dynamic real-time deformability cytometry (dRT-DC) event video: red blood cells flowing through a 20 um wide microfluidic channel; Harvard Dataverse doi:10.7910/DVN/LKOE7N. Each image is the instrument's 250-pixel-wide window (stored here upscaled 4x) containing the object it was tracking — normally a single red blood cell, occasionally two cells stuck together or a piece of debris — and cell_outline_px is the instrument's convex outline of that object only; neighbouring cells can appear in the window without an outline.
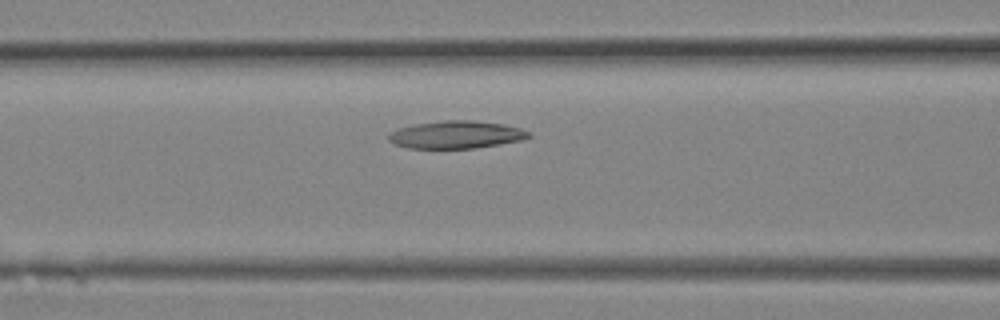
{"species": "Egyptian fruit bat (a non-hibernating species)", "species_latin": "Rousettus aegyptiacus", "temperature_condition": "room temperature", "stored_images_in_passage": 9, "camera_frame_rate_fps": 3000, "um_per_image_px": 0.085, "animal": {"sex": "female"}, "frame": {"image": 1, "passage_image": 7, "time_ms": 2.0, "image_size_px": [1000, 320], "cell_outline_px": [[532, 136], [524, 140], [476, 148], [408, 148], [396, 144], [388, 140], [388, 132], [400, 128], [416, 124], [444, 120], [472, 120], [504, 124], [520, 128], [532, 132]], "centroid_in_image_um": [38.83, 11.45], "position_along_channel_um": 127.8, "area_um2": 22.66}}
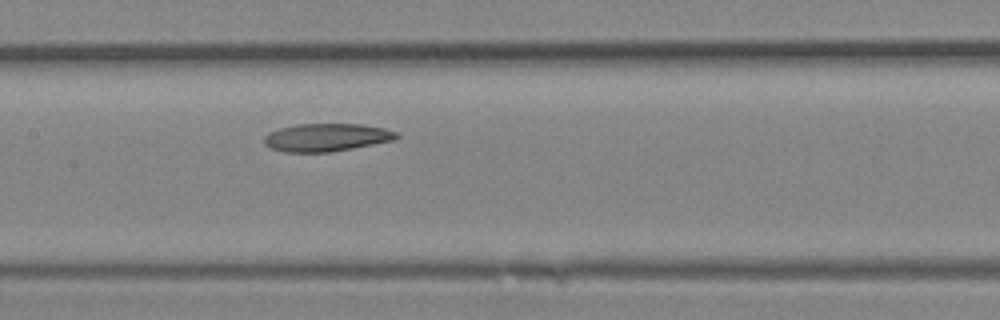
{"frame": {"image": 2, "passage_image": 9, "time_ms": 2.667, "image_size_px": [1000, 320], "cell_outline_px": [[400, 136], [396, 140], [352, 148], [328, 152], [284, 152], [272, 148], [264, 144], [264, 136], [268, 132], [280, 128], [296, 124], [360, 124], [384, 128], [396, 132]], "centroid_in_image_um": [27.75, 11.67], "position_along_channel_um": 179.7, "area_um2": 21.5}}